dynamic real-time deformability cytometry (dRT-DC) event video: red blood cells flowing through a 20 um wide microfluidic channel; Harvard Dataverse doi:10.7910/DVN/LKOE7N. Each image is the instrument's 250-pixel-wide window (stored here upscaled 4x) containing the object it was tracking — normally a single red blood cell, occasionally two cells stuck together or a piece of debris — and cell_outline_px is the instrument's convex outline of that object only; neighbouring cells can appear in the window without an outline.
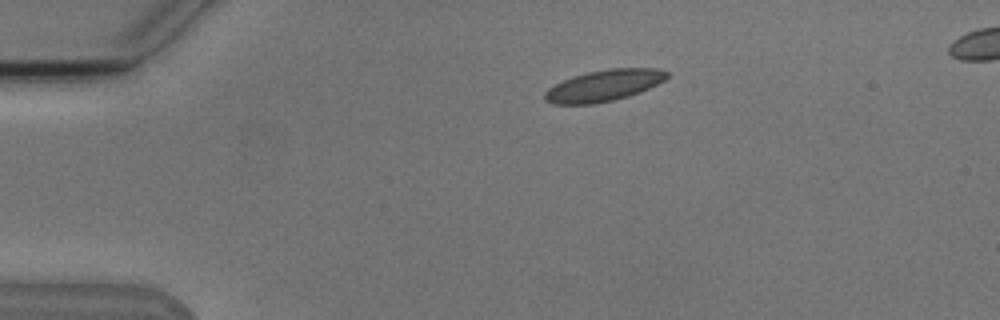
{"species": "Egyptian fruit bat (a non-hibernating species)", "species_latin": "Rousettus aegyptiacus", "temperature_condition": "cold", "stored_images_in_passage": 8, "camera_frame_rate_fps": 3000, "um_per_image_px": 0.085, "animal": {"sex": "male"}, "frame": {"image": 1, "passage_image": 1, "time_ms": 0.0, "image_size_px": [1000, 320], "cell_outline_px": [[668, 76], [664, 80], [640, 92], [628, 96], [612, 100], [592, 104], [552, 104], [544, 100], [544, 92], [548, 88], [572, 76], [588, 72], [608, 68], [660, 68], [668, 72]], "centroid_in_image_um": [51.31, 7.26], "position_along_channel_um": 33.7, "area_um2": 22.25}}
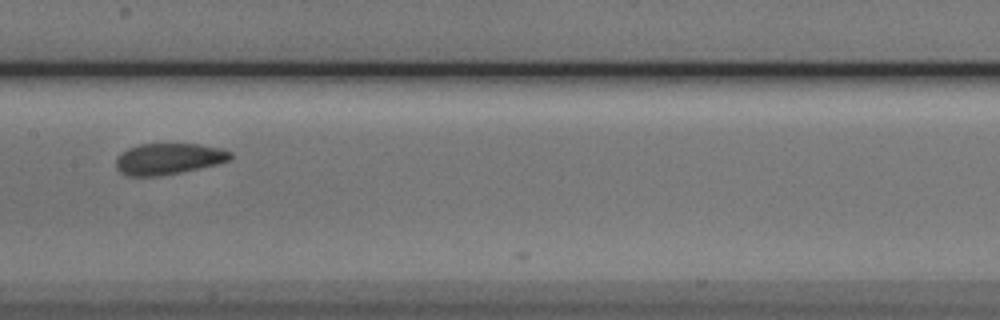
{"frame": {"image": 2, "passage_image": 6, "time_ms": 5.667, "image_size_px": [1000, 320], "cell_outline_px": [[232, 156], [228, 160], [216, 164], [180, 172], [156, 176], [128, 176], [120, 172], [116, 168], [116, 156], [120, 152], [128, 148], [140, 144], [200, 144], [224, 148], [232, 152]], "centroid_in_image_um": [14.3, 13.49], "position_along_channel_um": 193.1, "area_um2": 20.87}}
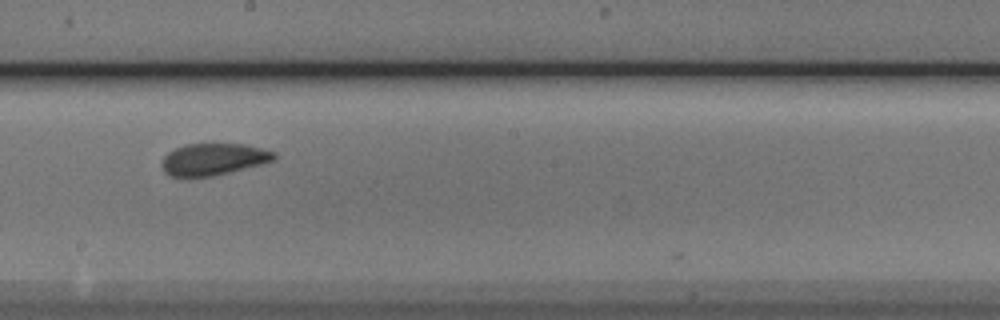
{"frame": {"image": 3, "passage_image": 7, "time_ms": 6.667, "image_size_px": [1000, 320], "cell_outline_px": [[276, 160], [264, 164], [212, 176], [168, 176], [164, 172], [160, 164], [164, 156], [168, 152], [184, 144], [244, 144], [276, 152]], "centroid_in_image_um": [18.15, 13.53], "position_along_channel_um": 230.1, "area_um2": 20.92}}